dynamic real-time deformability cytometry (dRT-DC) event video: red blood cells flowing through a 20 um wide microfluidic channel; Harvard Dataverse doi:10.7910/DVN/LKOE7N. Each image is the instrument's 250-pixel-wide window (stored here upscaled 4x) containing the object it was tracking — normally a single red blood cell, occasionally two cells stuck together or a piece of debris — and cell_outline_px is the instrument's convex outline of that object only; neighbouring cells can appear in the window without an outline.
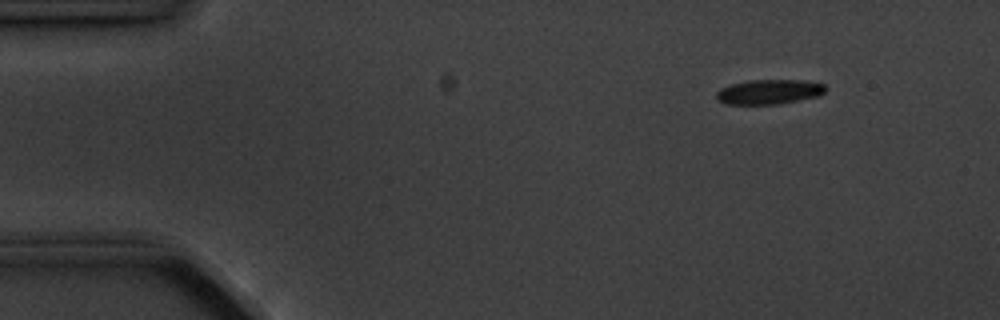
{"species": "common noctule bat (a hibernating species)", "species_latin": "Nyctalus noctula", "temperature_condition": "cold", "stored_images_in_passage": 4, "camera_frame_rate_fps": 3000, "um_per_image_px": 0.085, "animal": {"sex": "male", "body_mass_g": 20.1, "forearm_length_mm": 53.5}, "frame": {"image": 1, "passage_image": 4, "time_ms": 4.333, "image_size_px": [1000, 320], "cell_outline_px": [[828, 88], [820, 96], [776, 104], [724, 104], [716, 96], [716, 92], [720, 88], [732, 84], [748, 80], [804, 80], [824, 84]], "centroid_in_image_um": [65.4, 7.8], "position_along_channel_um": 19.6, "area_um2": 15.72}}